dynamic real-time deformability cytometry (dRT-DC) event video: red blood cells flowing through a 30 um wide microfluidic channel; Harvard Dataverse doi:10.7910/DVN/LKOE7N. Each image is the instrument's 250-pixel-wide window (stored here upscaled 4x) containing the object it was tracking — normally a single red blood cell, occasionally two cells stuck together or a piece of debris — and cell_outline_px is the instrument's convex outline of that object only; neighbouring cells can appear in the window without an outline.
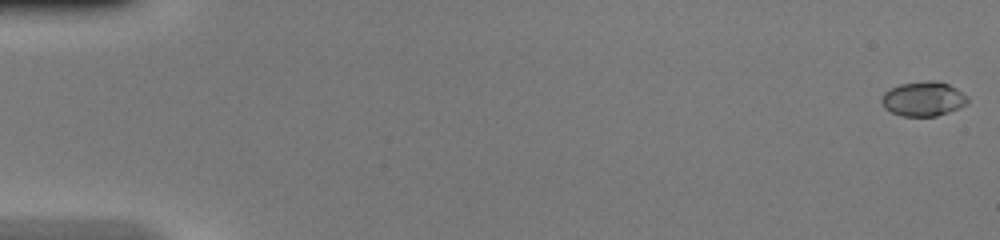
{"species": "common noctule bat (a hibernating species)", "species_latin": "Nyctalus noctula", "temperature_condition": "warm", "stored_images_in_passage": 49, "camera_frame_rate_fps": 3000, "um_per_image_px": 0.085, "animal": {"sex": "female", "body_mass_g": 20.0, "forearm_length_mm": 54.0}, "frame": {"image": 1, "passage_image": 1, "time_ms": 0.0, "image_size_px": [1000, 240], "cell_outline_px": [[968, 104], [960, 108], [936, 116], [900, 116], [884, 108], [880, 100], [884, 92], [900, 84], [928, 80], [932, 80], [948, 84], [956, 88], [968, 96]], "centroid_in_image_um": [78.49, 8.41], "position_along_channel_um": 6.5, "area_um2": 17.4}}
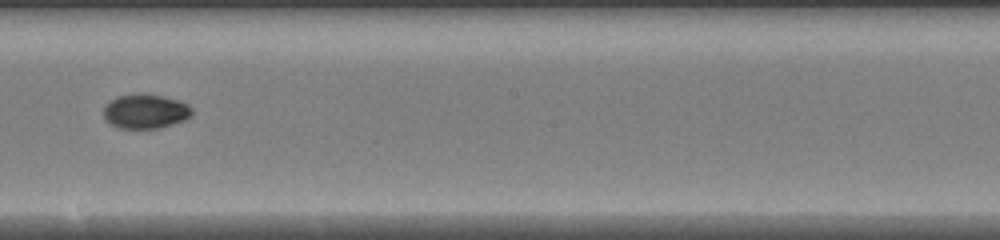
{"frame": {"image": 2, "passage_image": 29, "time_ms": 9.333, "image_size_px": [1000, 240], "cell_outline_px": [[192, 116], [184, 120], [160, 128], [116, 128], [104, 120], [104, 108], [108, 100], [116, 96], [136, 92], [140, 92], [180, 100], [188, 104], [192, 108]], "centroid_in_image_um": [12.33, 9.44], "position_along_channel_um": 235.9, "area_um2": 18.15}}
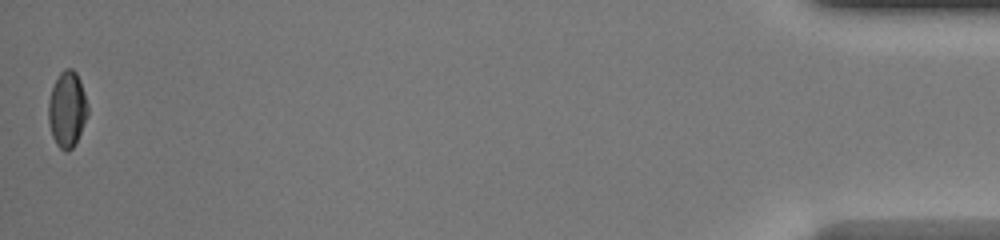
{"frame": {"image": 3, "passage_image": 49, "time_ms": 16.0, "image_size_px": [1000, 240], "cell_outline_px": [[88, 116], [72, 148], [68, 152], [64, 152], [56, 144], [52, 136], [48, 124], [48, 100], [52, 88], [60, 72], [64, 68], [72, 68], [76, 72], [80, 80], [88, 104]], "centroid_in_image_um": [5.7, 9.29], "position_along_channel_um": 429.5, "area_um2": 17.51}, "authors_computed_cell_mechanics": {"area_um2": 17.34, "velocity_mm_per_s": 4.2893, "shape_relaxation_time_tau1_ms": 5.4458, "shape_relaxation_time_tau2_ms": 3.5247, "deformation_change_tau1": 0.1964, "deformation_change_tau2": 0.0321}}